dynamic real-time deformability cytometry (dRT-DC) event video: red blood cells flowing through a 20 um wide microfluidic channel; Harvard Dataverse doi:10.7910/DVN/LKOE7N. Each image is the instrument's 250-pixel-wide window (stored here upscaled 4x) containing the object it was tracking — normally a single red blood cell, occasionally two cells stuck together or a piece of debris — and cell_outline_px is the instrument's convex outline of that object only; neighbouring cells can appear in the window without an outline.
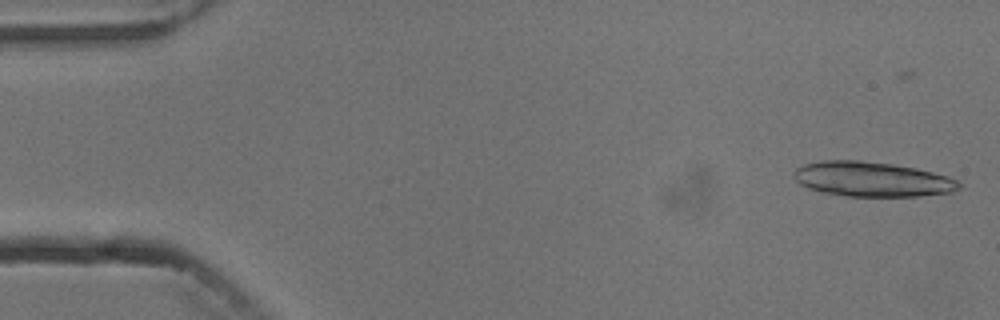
{"species": "common noctule bat (a hibernating species)", "species_latin": "Nyctalus noctula", "temperature_condition": "cold", "stored_images_in_passage": 6, "camera_frame_rate_fps": 3000, "um_per_image_px": 0.085, "animal": {"sex": "male", "body_mass_g": 13.3}, "frame": {"image": 1, "passage_image": 2, "time_ms": 1.333, "image_size_px": [1000, 320], "cell_outline_px": [[960, 188], [952, 192], [920, 196], [848, 196], [824, 192], [808, 188], [800, 184], [796, 180], [792, 172], [796, 168], [804, 164], [820, 160], [860, 160], [892, 164], [916, 168], [948, 176], [956, 180], [960, 184]], "centroid_in_image_um": [74.11, 15.22], "position_along_channel_um": 10.9, "area_um2": 33.47}}